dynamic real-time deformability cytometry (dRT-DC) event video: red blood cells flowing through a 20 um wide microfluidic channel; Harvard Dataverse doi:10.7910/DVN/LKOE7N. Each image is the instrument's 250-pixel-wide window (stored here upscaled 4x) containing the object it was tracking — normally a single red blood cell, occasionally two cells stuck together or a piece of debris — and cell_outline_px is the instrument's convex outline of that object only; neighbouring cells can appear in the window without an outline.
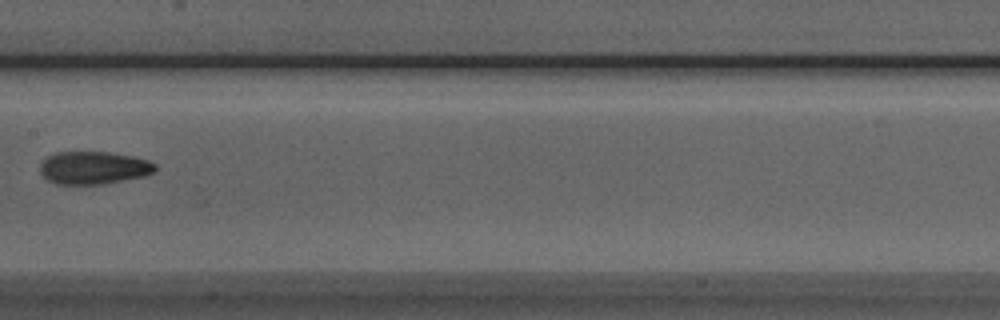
{"species": "Egyptian fruit bat (a non-hibernating species)", "species_latin": "Rousettus aegyptiacus", "temperature_condition": "room temperature", "stored_images_in_passage": 8, "camera_frame_rate_fps": 3000, "um_per_image_px": 0.085, "animal": {"sex": "male"}, "frame": {"image": 1, "passage_image": 8, "time_ms": 8.0, "image_size_px": [1000, 320], "cell_outline_px": [[156, 172], [144, 176], [104, 184], [56, 184], [48, 180], [40, 172], [40, 164], [48, 156], [56, 152], [108, 152], [132, 156], [148, 160], [156, 164]], "centroid_in_image_um": [7.98, 14.26], "position_along_channel_um": 199.4, "area_um2": 22.02}}